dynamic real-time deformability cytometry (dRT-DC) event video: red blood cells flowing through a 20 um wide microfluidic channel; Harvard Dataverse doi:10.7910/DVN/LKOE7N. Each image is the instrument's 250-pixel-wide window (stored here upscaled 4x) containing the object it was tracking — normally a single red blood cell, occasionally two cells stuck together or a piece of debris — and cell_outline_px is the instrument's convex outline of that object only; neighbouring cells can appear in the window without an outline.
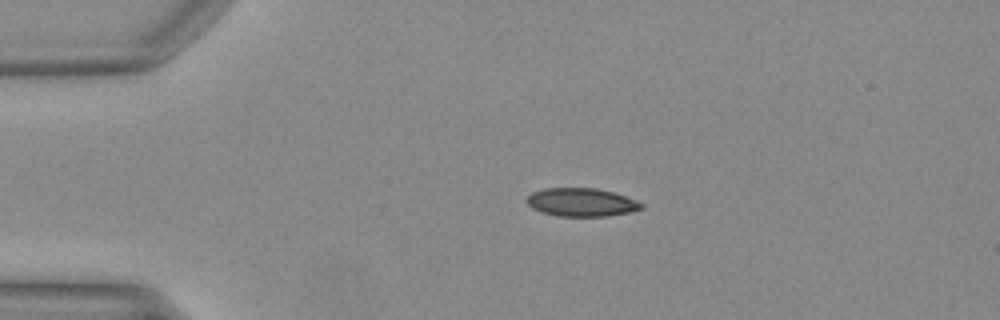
{"species": "Egyptian fruit bat (a non-hibernating species)", "species_latin": "Rousettus aegyptiacus", "temperature_condition": "warm", "stored_images_in_passage": 40, "camera_frame_rate_fps": 3000, "um_per_image_px": 0.085, "animal": {"sex": "female"}, "frame": {"image": 1, "passage_image": 1, "time_ms": 0.0, "image_size_px": [1000, 320], "cell_outline_px": [[644, 208], [632, 212], [608, 216], [556, 216], [532, 208], [524, 200], [532, 192], [544, 188], [596, 188], [612, 192], [636, 200], [644, 204]], "centroid_in_image_um": [49.43, 17.19], "position_along_channel_um": 35.6, "area_um2": 18.96}}
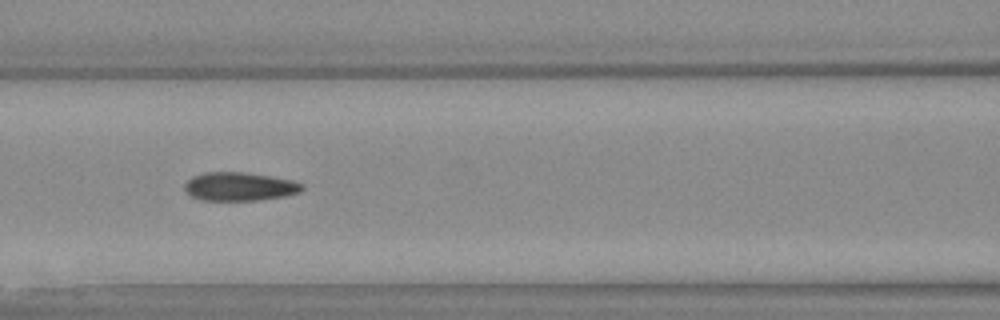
{"frame": {"image": 2, "passage_image": 12, "time_ms": 3.667, "image_size_px": [1000, 320], "cell_outline_px": [[304, 188], [300, 192], [284, 196], [260, 200], [200, 200], [192, 196], [184, 188], [184, 184], [192, 176], [204, 172], [244, 172], [272, 176], [292, 180], [304, 184]], "centroid_in_image_um": [20.38, 15.85], "position_along_channel_um": 146.2, "area_um2": 19.59}}
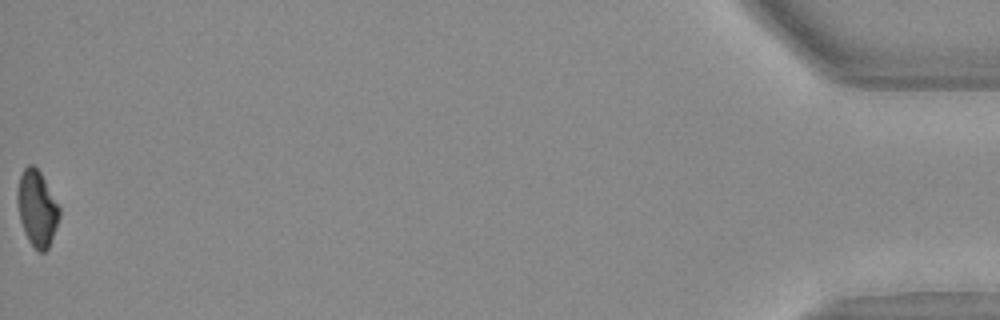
{"frame": {"image": 3, "passage_image": 40, "time_ms": 13.0, "image_size_px": [1000, 320], "cell_outline_px": [[60, 216], [48, 248], [44, 252], [40, 252], [28, 240], [24, 232], [20, 220], [16, 200], [16, 192], [20, 176], [24, 168], [28, 164], [32, 164], [40, 172], [60, 208]], "centroid_in_image_um": [3.12, 17.7], "position_along_channel_um": 432.1, "area_um2": 18.38}}